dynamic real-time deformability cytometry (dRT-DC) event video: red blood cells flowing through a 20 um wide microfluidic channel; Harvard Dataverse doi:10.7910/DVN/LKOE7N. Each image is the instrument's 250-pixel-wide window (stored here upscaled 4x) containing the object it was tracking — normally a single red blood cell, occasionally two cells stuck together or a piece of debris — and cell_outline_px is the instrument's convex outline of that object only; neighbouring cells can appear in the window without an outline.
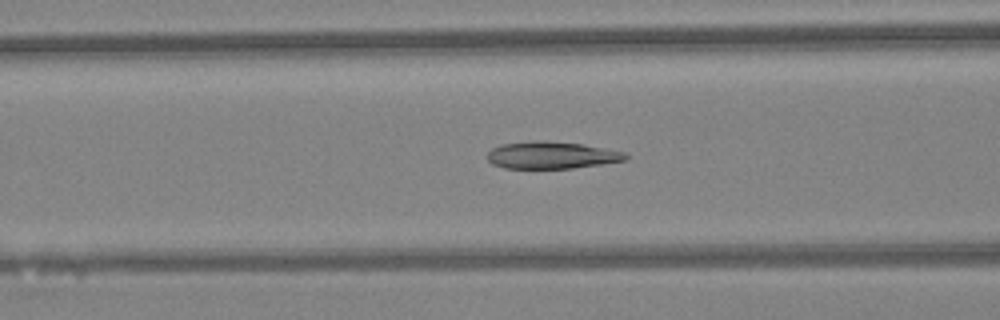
{"species": "Egyptian fruit bat (a non-hibernating species)", "species_latin": "Rousettus aegyptiacus", "temperature_condition": "warm", "stored_images_in_passage": 34, "camera_frame_rate_fps": 3000, "um_per_image_px": 0.085, "animal": {"sex": "female"}, "frame": {"image": 1, "passage_image": 6, "time_ms": 1.667, "image_size_px": [1000, 320], "cell_outline_px": [[628, 160], [572, 168], [504, 168], [492, 164], [488, 160], [488, 152], [492, 148], [500, 144], [536, 140], [580, 144], [624, 152], [628, 156]], "centroid_in_image_um": [46.85, 13.19], "position_along_channel_um": 119.8, "area_um2": 21.62}}
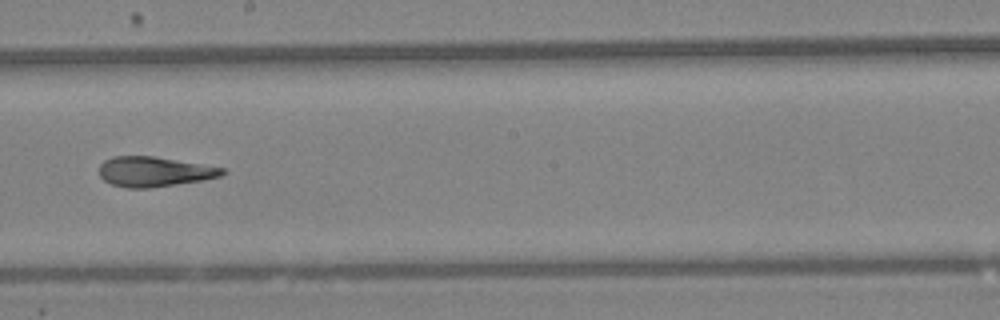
{"frame": {"image": 2, "passage_image": 14, "time_ms": 4.333, "image_size_px": [1000, 320], "cell_outline_px": [[228, 172], [220, 176], [204, 180], [148, 188], [124, 188], [112, 184], [104, 180], [100, 176], [100, 164], [104, 160], [112, 156], [152, 156], [224, 168]], "centroid_in_image_um": [13.09, 14.59], "position_along_channel_um": 235.1, "area_um2": 21.39}}
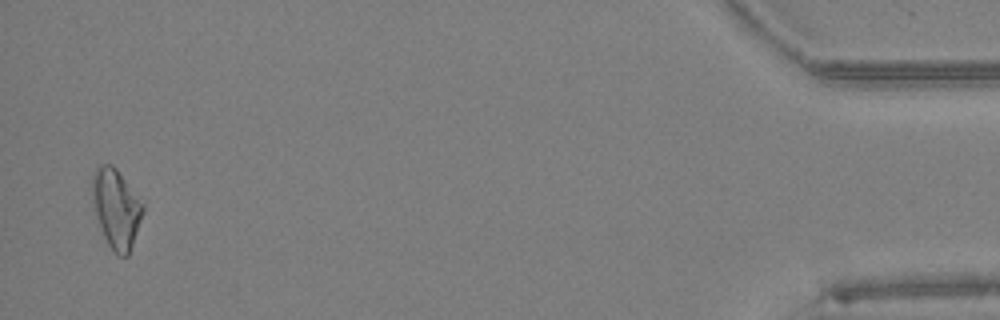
{"frame": {"image": 3, "passage_image": 33, "time_ms": 10.667, "image_size_px": [1000, 320], "cell_outline_px": [[144, 212], [128, 256], [116, 256], [108, 244], [104, 236], [92, 200], [92, 176], [96, 168], [100, 164], [112, 164], [116, 168], [144, 204]], "centroid_in_image_um": [9.89, 17.72], "position_along_channel_um": 425.3, "area_um2": 23.12}, "authors_computed_cell_mechanics": {"area_um2": 21.7328, "velocity_mm_per_s": 4.3517, "shape_relaxation_time_tau1_ms": null, "shape_relaxation_time_tau2_ms": 3.0588, "deformation_change_tau1": null, "deformation_change_tau2": 0.1053}}